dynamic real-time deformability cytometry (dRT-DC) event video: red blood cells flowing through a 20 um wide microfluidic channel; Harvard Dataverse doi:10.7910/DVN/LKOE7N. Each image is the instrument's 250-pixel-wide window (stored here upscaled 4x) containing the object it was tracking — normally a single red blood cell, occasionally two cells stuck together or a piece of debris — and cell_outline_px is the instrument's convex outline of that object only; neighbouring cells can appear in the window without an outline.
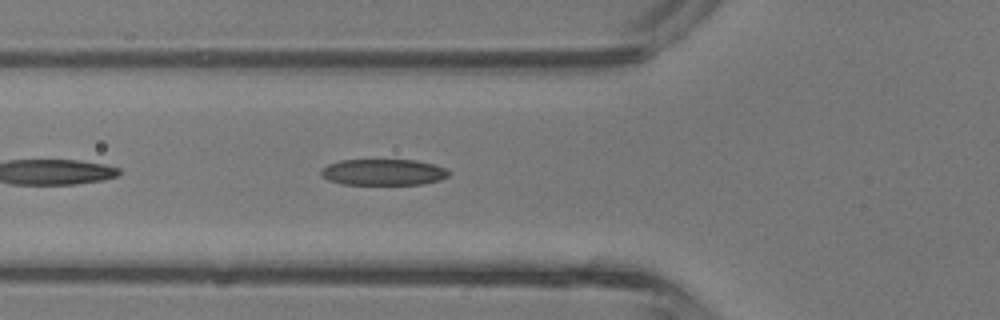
{"species": "common noctule bat (a hibernating species)", "species_latin": "Nyctalus noctula", "temperature_condition": "room temperature", "stored_images_in_passage": 26, "camera_frame_rate_fps": 3000, "um_per_image_px": 0.085, "animal": {"sex": "male", "body_mass_g": 13.3}, "frame": {"image": 1, "passage_image": 11, "time_ms": 3.333, "image_size_px": [1000, 320], "cell_outline_px": [[452, 172], [448, 176], [440, 180], [424, 184], [344, 184], [328, 180], [320, 176], [320, 168], [328, 164], [340, 160], [416, 160], [432, 164], [444, 168]], "centroid_in_image_um": [32.56, 14.63], "position_along_channel_um": 93.2, "area_um2": 19.59}}
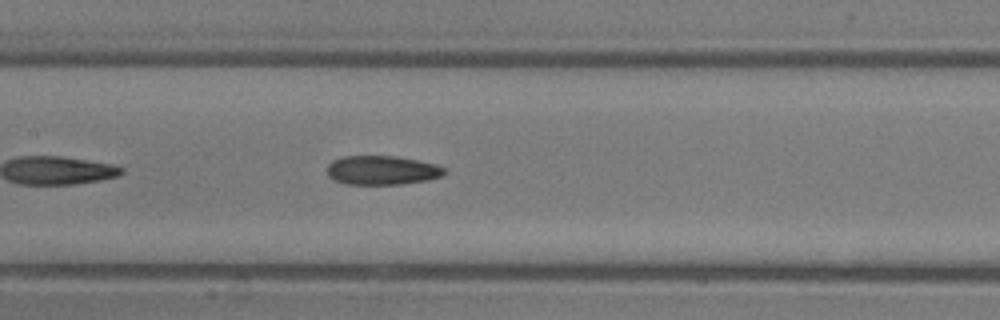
{"frame": {"image": 2, "passage_image": 16, "time_ms": 5.0, "image_size_px": [1000, 320], "cell_outline_px": [[448, 172], [440, 176], [428, 180], [400, 184], [344, 184], [332, 180], [328, 176], [328, 164], [332, 160], [344, 156], [396, 156], [436, 164], [444, 168]], "centroid_in_image_um": [32.45, 14.47], "position_along_channel_um": 175.0, "area_um2": 19.94}}
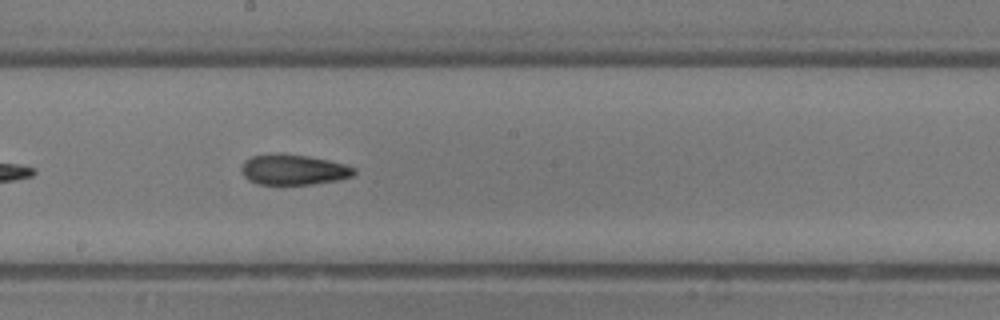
{"frame": {"image": 3, "passage_image": 19, "time_ms": 6.0, "image_size_px": [1000, 320], "cell_outline_px": [[356, 172], [352, 176], [336, 180], [312, 184], [256, 184], [248, 180], [240, 172], [240, 168], [244, 160], [252, 156], [308, 156], [328, 160], [344, 164], [356, 168]], "centroid_in_image_um": [24.94, 14.46], "position_along_channel_um": 223.3, "area_um2": 19.36}}